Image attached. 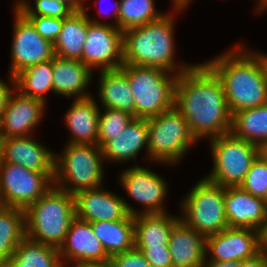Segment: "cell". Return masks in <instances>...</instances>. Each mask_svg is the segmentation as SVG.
Segmentation results:
<instances>
[{
  "mask_svg": "<svg viewBox=\"0 0 267 267\" xmlns=\"http://www.w3.org/2000/svg\"><path fill=\"white\" fill-rule=\"evenodd\" d=\"M174 106L198 141L231 131L232 114L222 83L204 62L178 75Z\"/></svg>",
  "mask_w": 267,
  "mask_h": 267,
  "instance_id": "6da1fadb",
  "label": "cell"
},
{
  "mask_svg": "<svg viewBox=\"0 0 267 267\" xmlns=\"http://www.w3.org/2000/svg\"><path fill=\"white\" fill-rule=\"evenodd\" d=\"M238 45L204 62L220 79L231 114L267 103L263 68L251 50Z\"/></svg>",
  "mask_w": 267,
  "mask_h": 267,
  "instance_id": "7a4b0ae2",
  "label": "cell"
},
{
  "mask_svg": "<svg viewBox=\"0 0 267 267\" xmlns=\"http://www.w3.org/2000/svg\"><path fill=\"white\" fill-rule=\"evenodd\" d=\"M172 9L171 14L123 31V64L160 68L176 75L194 65L175 61L174 15L184 9Z\"/></svg>",
  "mask_w": 267,
  "mask_h": 267,
  "instance_id": "3957f363",
  "label": "cell"
},
{
  "mask_svg": "<svg viewBox=\"0 0 267 267\" xmlns=\"http://www.w3.org/2000/svg\"><path fill=\"white\" fill-rule=\"evenodd\" d=\"M24 213L26 237L59 249L76 217L74 194L54 185Z\"/></svg>",
  "mask_w": 267,
  "mask_h": 267,
  "instance_id": "277c9868",
  "label": "cell"
},
{
  "mask_svg": "<svg viewBox=\"0 0 267 267\" xmlns=\"http://www.w3.org/2000/svg\"><path fill=\"white\" fill-rule=\"evenodd\" d=\"M104 162L98 145L67 143L60 155L55 154L54 185L72 194L102 187Z\"/></svg>",
  "mask_w": 267,
  "mask_h": 267,
  "instance_id": "5b68a950",
  "label": "cell"
},
{
  "mask_svg": "<svg viewBox=\"0 0 267 267\" xmlns=\"http://www.w3.org/2000/svg\"><path fill=\"white\" fill-rule=\"evenodd\" d=\"M134 97V117L149 119L174 106L178 75L155 67L122 64Z\"/></svg>",
  "mask_w": 267,
  "mask_h": 267,
  "instance_id": "8992f818",
  "label": "cell"
},
{
  "mask_svg": "<svg viewBox=\"0 0 267 267\" xmlns=\"http://www.w3.org/2000/svg\"><path fill=\"white\" fill-rule=\"evenodd\" d=\"M148 120V160L176 166L198 142L181 112L173 106Z\"/></svg>",
  "mask_w": 267,
  "mask_h": 267,
  "instance_id": "52a82bcc",
  "label": "cell"
},
{
  "mask_svg": "<svg viewBox=\"0 0 267 267\" xmlns=\"http://www.w3.org/2000/svg\"><path fill=\"white\" fill-rule=\"evenodd\" d=\"M225 187L205 177L180 202V219L205 237L229 227L225 214Z\"/></svg>",
  "mask_w": 267,
  "mask_h": 267,
  "instance_id": "ba28073f",
  "label": "cell"
},
{
  "mask_svg": "<svg viewBox=\"0 0 267 267\" xmlns=\"http://www.w3.org/2000/svg\"><path fill=\"white\" fill-rule=\"evenodd\" d=\"M213 160L212 171L204 176L223 187L240 186L260 147L234 136L231 132L209 139Z\"/></svg>",
  "mask_w": 267,
  "mask_h": 267,
  "instance_id": "9c48e42d",
  "label": "cell"
},
{
  "mask_svg": "<svg viewBox=\"0 0 267 267\" xmlns=\"http://www.w3.org/2000/svg\"><path fill=\"white\" fill-rule=\"evenodd\" d=\"M54 186L46 174L21 165L1 162L0 205L25 210Z\"/></svg>",
  "mask_w": 267,
  "mask_h": 267,
  "instance_id": "30bf717a",
  "label": "cell"
},
{
  "mask_svg": "<svg viewBox=\"0 0 267 267\" xmlns=\"http://www.w3.org/2000/svg\"><path fill=\"white\" fill-rule=\"evenodd\" d=\"M86 9L83 10L87 14V35L80 60L92 71L119 69L123 64V31L109 22L89 17Z\"/></svg>",
  "mask_w": 267,
  "mask_h": 267,
  "instance_id": "8fae6325",
  "label": "cell"
},
{
  "mask_svg": "<svg viewBox=\"0 0 267 267\" xmlns=\"http://www.w3.org/2000/svg\"><path fill=\"white\" fill-rule=\"evenodd\" d=\"M14 26L11 43V64L9 75L15 76L21 70L55 57L54 44L44 39L33 24L14 9Z\"/></svg>",
  "mask_w": 267,
  "mask_h": 267,
  "instance_id": "7c38bea8",
  "label": "cell"
},
{
  "mask_svg": "<svg viewBox=\"0 0 267 267\" xmlns=\"http://www.w3.org/2000/svg\"><path fill=\"white\" fill-rule=\"evenodd\" d=\"M130 166L119 174V184L126 192L127 197L145 206L139 214L167 213L164 201L168 193V184L158 173L147 165Z\"/></svg>",
  "mask_w": 267,
  "mask_h": 267,
  "instance_id": "4fadbf2b",
  "label": "cell"
},
{
  "mask_svg": "<svg viewBox=\"0 0 267 267\" xmlns=\"http://www.w3.org/2000/svg\"><path fill=\"white\" fill-rule=\"evenodd\" d=\"M104 185L95 189H84L74 194L75 216L86 222L116 221L139 215L124 198L105 190Z\"/></svg>",
  "mask_w": 267,
  "mask_h": 267,
  "instance_id": "5bb4252c",
  "label": "cell"
},
{
  "mask_svg": "<svg viewBox=\"0 0 267 267\" xmlns=\"http://www.w3.org/2000/svg\"><path fill=\"white\" fill-rule=\"evenodd\" d=\"M59 254L62 262L76 267L110 260L101 241L93 233L91 222L76 217L59 247Z\"/></svg>",
  "mask_w": 267,
  "mask_h": 267,
  "instance_id": "9a60e30c",
  "label": "cell"
},
{
  "mask_svg": "<svg viewBox=\"0 0 267 267\" xmlns=\"http://www.w3.org/2000/svg\"><path fill=\"white\" fill-rule=\"evenodd\" d=\"M45 106L43 101L25 96L15 89L0 118L1 138L34 134V129L43 120Z\"/></svg>",
  "mask_w": 267,
  "mask_h": 267,
  "instance_id": "2e32d148",
  "label": "cell"
},
{
  "mask_svg": "<svg viewBox=\"0 0 267 267\" xmlns=\"http://www.w3.org/2000/svg\"><path fill=\"white\" fill-rule=\"evenodd\" d=\"M257 253V233L251 228L227 227L206 237L205 261L240 262Z\"/></svg>",
  "mask_w": 267,
  "mask_h": 267,
  "instance_id": "e0dca14e",
  "label": "cell"
},
{
  "mask_svg": "<svg viewBox=\"0 0 267 267\" xmlns=\"http://www.w3.org/2000/svg\"><path fill=\"white\" fill-rule=\"evenodd\" d=\"M32 137L1 138L2 162L44 173L54 181L56 153Z\"/></svg>",
  "mask_w": 267,
  "mask_h": 267,
  "instance_id": "ac0fdd59",
  "label": "cell"
},
{
  "mask_svg": "<svg viewBox=\"0 0 267 267\" xmlns=\"http://www.w3.org/2000/svg\"><path fill=\"white\" fill-rule=\"evenodd\" d=\"M224 203L229 227L256 230L267 217L264 199L253 196L240 186L225 187Z\"/></svg>",
  "mask_w": 267,
  "mask_h": 267,
  "instance_id": "d6986e66",
  "label": "cell"
},
{
  "mask_svg": "<svg viewBox=\"0 0 267 267\" xmlns=\"http://www.w3.org/2000/svg\"><path fill=\"white\" fill-rule=\"evenodd\" d=\"M172 267H202L206 259V237L181 219L174 225L168 242Z\"/></svg>",
  "mask_w": 267,
  "mask_h": 267,
  "instance_id": "ffe728a7",
  "label": "cell"
},
{
  "mask_svg": "<svg viewBox=\"0 0 267 267\" xmlns=\"http://www.w3.org/2000/svg\"><path fill=\"white\" fill-rule=\"evenodd\" d=\"M92 96L74 99L64 116L70 131L67 143L98 145L100 107Z\"/></svg>",
  "mask_w": 267,
  "mask_h": 267,
  "instance_id": "44dd1931",
  "label": "cell"
},
{
  "mask_svg": "<svg viewBox=\"0 0 267 267\" xmlns=\"http://www.w3.org/2000/svg\"><path fill=\"white\" fill-rule=\"evenodd\" d=\"M92 70L81 60L53 58L52 82L54 95L82 99L92 96L88 86L92 82Z\"/></svg>",
  "mask_w": 267,
  "mask_h": 267,
  "instance_id": "7402d4cb",
  "label": "cell"
},
{
  "mask_svg": "<svg viewBox=\"0 0 267 267\" xmlns=\"http://www.w3.org/2000/svg\"><path fill=\"white\" fill-rule=\"evenodd\" d=\"M141 149L146 150L148 157V120L134 118L122 133L102 147V153L105 163L122 164L136 160Z\"/></svg>",
  "mask_w": 267,
  "mask_h": 267,
  "instance_id": "603a6c76",
  "label": "cell"
},
{
  "mask_svg": "<svg viewBox=\"0 0 267 267\" xmlns=\"http://www.w3.org/2000/svg\"><path fill=\"white\" fill-rule=\"evenodd\" d=\"M98 97L102 108H112L134 116V97L121 69L99 70Z\"/></svg>",
  "mask_w": 267,
  "mask_h": 267,
  "instance_id": "cb8c5ba5",
  "label": "cell"
},
{
  "mask_svg": "<svg viewBox=\"0 0 267 267\" xmlns=\"http://www.w3.org/2000/svg\"><path fill=\"white\" fill-rule=\"evenodd\" d=\"M180 215L139 214L134 216L135 247L168 246L169 237Z\"/></svg>",
  "mask_w": 267,
  "mask_h": 267,
  "instance_id": "d4e9b609",
  "label": "cell"
},
{
  "mask_svg": "<svg viewBox=\"0 0 267 267\" xmlns=\"http://www.w3.org/2000/svg\"><path fill=\"white\" fill-rule=\"evenodd\" d=\"M93 233L111 258L135 247L134 216L121 220L91 222Z\"/></svg>",
  "mask_w": 267,
  "mask_h": 267,
  "instance_id": "484cf974",
  "label": "cell"
},
{
  "mask_svg": "<svg viewBox=\"0 0 267 267\" xmlns=\"http://www.w3.org/2000/svg\"><path fill=\"white\" fill-rule=\"evenodd\" d=\"M87 35V14L84 10L73 11L63 18L62 29L54 44L55 56L80 60Z\"/></svg>",
  "mask_w": 267,
  "mask_h": 267,
  "instance_id": "4316f807",
  "label": "cell"
},
{
  "mask_svg": "<svg viewBox=\"0 0 267 267\" xmlns=\"http://www.w3.org/2000/svg\"><path fill=\"white\" fill-rule=\"evenodd\" d=\"M26 236L24 210L0 205V267H6Z\"/></svg>",
  "mask_w": 267,
  "mask_h": 267,
  "instance_id": "83f0119b",
  "label": "cell"
},
{
  "mask_svg": "<svg viewBox=\"0 0 267 267\" xmlns=\"http://www.w3.org/2000/svg\"><path fill=\"white\" fill-rule=\"evenodd\" d=\"M230 132L261 148L267 142V103L232 114Z\"/></svg>",
  "mask_w": 267,
  "mask_h": 267,
  "instance_id": "f1b7e54d",
  "label": "cell"
},
{
  "mask_svg": "<svg viewBox=\"0 0 267 267\" xmlns=\"http://www.w3.org/2000/svg\"><path fill=\"white\" fill-rule=\"evenodd\" d=\"M61 262L58 248L25 236L6 267H58Z\"/></svg>",
  "mask_w": 267,
  "mask_h": 267,
  "instance_id": "f546056e",
  "label": "cell"
},
{
  "mask_svg": "<svg viewBox=\"0 0 267 267\" xmlns=\"http://www.w3.org/2000/svg\"><path fill=\"white\" fill-rule=\"evenodd\" d=\"M52 73L53 59L31 65L14 76L16 89L25 96L39 99L47 104L45 94L50 91L54 94Z\"/></svg>",
  "mask_w": 267,
  "mask_h": 267,
  "instance_id": "4dcf8cb0",
  "label": "cell"
},
{
  "mask_svg": "<svg viewBox=\"0 0 267 267\" xmlns=\"http://www.w3.org/2000/svg\"><path fill=\"white\" fill-rule=\"evenodd\" d=\"M155 0H120L118 28L122 31L160 18L161 13L156 8Z\"/></svg>",
  "mask_w": 267,
  "mask_h": 267,
  "instance_id": "1f68e13d",
  "label": "cell"
},
{
  "mask_svg": "<svg viewBox=\"0 0 267 267\" xmlns=\"http://www.w3.org/2000/svg\"><path fill=\"white\" fill-rule=\"evenodd\" d=\"M99 113L98 146L102 148L108 141L116 138L135 118L133 115L112 108H102Z\"/></svg>",
  "mask_w": 267,
  "mask_h": 267,
  "instance_id": "d6a6232c",
  "label": "cell"
},
{
  "mask_svg": "<svg viewBox=\"0 0 267 267\" xmlns=\"http://www.w3.org/2000/svg\"><path fill=\"white\" fill-rule=\"evenodd\" d=\"M14 9L23 15L48 16L55 18H66L73 10L64 2L59 0H16Z\"/></svg>",
  "mask_w": 267,
  "mask_h": 267,
  "instance_id": "836d02e7",
  "label": "cell"
},
{
  "mask_svg": "<svg viewBox=\"0 0 267 267\" xmlns=\"http://www.w3.org/2000/svg\"><path fill=\"white\" fill-rule=\"evenodd\" d=\"M240 187L253 196L263 198L267 194V158L261 153L254 160Z\"/></svg>",
  "mask_w": 267,
  "mask_h": 267,
  "instance_id": "e575fe53",
  "label": "cell"
},
{
  "mask_svg": "<svg viewBox=\"0 0 267 267\" xmlns=\"http://www.w3.org/2000/svg\"><path fill=\"white\" fill-rule=\"evenodd\" d=\"M34 26L41 37L54 43L62 29L63 18L48 16L24 15Z\"/></svg>",
  "mask_w": 267,
  "mask_h": 267,
  "instance_id": "d590c367",
  "label": "cell"
},
{
  "mask_svg": "<svg viewBox=\"0 0 267 267\" xmlns=\"http://www.w3.org/2000/svg\"><path fill=\"white\" fill-rule=\"evenodd\" d=\"M135 248L143 253L151 267H172L171 255L168 246Z\"/></svg>",
  "mask_w": 267,
  "mask_h": 267,
  "instance_id": "8d00e7d4",
  "label": "cell"
},
{
  "mask_svg": "<svg viewBox=\"0 0 267 267\" xmlns=\"http://www.w3.org/2000/svg\"><path fill=\"white\" fill-rule=\"evenodd\" d=\"M110 260L114 267H151L143 253L135 247L112 256Z\"/></svg>",
  "mask_w": 267,
  "mask_h": 267,
  "instance_id": "74e56055",
  "label": "cell"
},
{
  "mask_svg": "<svg viewBox=\"0 0 267 267\" xmlns=\"http://www.w3.org/2000/svg\"><path fill=\"white\" fill-rule=\"evenodd\" d=\"M8 80L9 82L6 83V81L4 82L3 79L0 78V118L8 104L11 94L16 89L15 77L8 75Z\"/></svg>",
  "mask_w": 267,
  "mask_h": 267,
  "instance_id": "f35d334b",
  "label": "cell"
},
{
  "mask_svg": "<svg viewBox=\"0 0 267 267\" xmlns=\"http://www.w3.org/2000/svg\"><path fill=\"white\" fill-rule=\"evenodd\" d=\"M258 253L267 256V217L260 226L256 228Z\"/></svg>",
  "mask_w": 267,
  "mask_h": 267,
  "instance_id": "ab89813d",
  "label": "cell"
},
{
  "mask_svg": "<svg viewBox=\"0 0 267 267\" xmlns=\"http://www.w3.org/2000/svg\"><path fill=\"white\" fill-rule=\"evenodd\" d=\"M267 256L257 253L254 257L240 261L239 267H264Z\"/></svg>",
  "mask_w": 267,
  "mask_h": 267,
  "instance_id": "60d3db41",
  "label": "cell"
},
{
  "mask_svg": "<svg viewBox=\"0 0 267 267\" xmlns=\"http://www.w3.org/2000/svg\"><path fill=\"white\" fill-rule=\"evenodd\" d=\"M238 261H205L202 267H239Z\"/></svg>",
  "mask_w": 267,
  "mask_h": 267,
  "instance_id": "b9f144b4",
  "label": "cell"
},
{
  "mask_svg": "<svg viewBox=\"0 0 267 267\" xmlns=\"http://www.w3.org/2000/svg\"><path fill=\"white\" fill-rule=\"evenodd\" d=\"M67 4L73 11H81L84 9V0H59Z\"/></svg>",
  "mask_w": 267,
  "mask_h": 267,
  "instance_id": "7bdbcfd3",
  "label": "cell"
},
{
  "mask_svg": "<svg viewBox=\"0 0 267 267\" xmlns=\"http://www.w3.org/2000/svg\"><path fill=\"white\" fill-rule=\"evenodd\" d=\"M255 55L256 57L258 58L262 68H263V72H264V76H265V81H266V84H267V54L265 53H260L259 52H256V51H253L252 49H250Z\"/></svg>",
  "mask_w": 267,
  "mask_h": 267,
  "instance_id": "ee69618b",
  "label": "cell"
},
{
  "mask_svg": "<svg viewBox=\"0 0 267 267\" xmlns=\"http://www.w3.org/2000/svg\"><path fill=\"white\" fill-rule=\"evenodd\" d=\"M103 1V0H102ZM101 3H103V2H101ZM119 6H120V0H117L116 2H115V4L113 5V7L114 8H112V13H111V15H109V16H111L112 18H113V21H111V24L112 25H114V26H116V27H118V14H119ZM109 10V9H108ZM99 14L100 15H102V14H104V13H102V9H100L99 11ZM113 22V23H112Z\"/></svg>",
  "mask_w": 267,
  "mask_h": 267,
  "instance_id": "f6af8a7d",
  "label": "cell"
},
{
  "mask_svg": "<svg viewBox=\"0 0 267 267\" xmlns=\"http://www.w3.org/2000/svg\"><path fill=\"white\" fill-rule=\"evenodd\" d=\"M172 8H187L192 3V0H171Z\"/></svg>",
  "mask_w": 267,
  "mask_h": 267,
  "instance_id": "bcb514c9",
  "label": "cell"
},
{
  "mask_svg": "<svg viewBox=\"0 0 267 267\" xmlns=\"http://www.w3.org/2000/svg\"><path fill=\"white\" fill-rule=\"evenodd\" d=\"M82 267H114V265L111 260H108L104 262L89 263Z\"/></svg>",
  "mask_w": 267,
  "mask_h": 267,
  "instance_id": "7dc6e473",
  "label": "cell"
},
{
  "mask_svg": "<svg viewBox=\"0 0 267 267\" xmlns=\"http://www.w3.org/2000/svg\"><path fill=\"white\" fill-rule=\"evenodd\" d=\"M257 6L255 10V14L258 13L260 15V13L262 14V12L266 11V0H257Z\"/></svg>",
  "mask_w": 267,
  "mask_h": 267,
  "instance_id": "c3c4849f",
  "label": "cell"
},
{
  "mask_svg": "<svg viewBox=\"0 0 267 267\" xmlns=\"http://www.w3.org/2000/svg\"><path fill=\"white\" fill-rule=\"evenodd\" d=\"M260 153L267 158V142L260 148Z\"/></svg>",
  "mask_w": 267,
  "mask_h": 267,
  "instance_id": "681fc988",
  "label": "cell"
},
{
  "mask_svg": "<svg viewBox=\"0 0 267 267\" xmlns=\"http://www.w3.org/2000/svg\"><path fill=\"white\" fill-rule=\"evenodd\" d=\"M76 267L75 265H71V266H69V264H66V263H64V262H61L59 265H58V267Z\"/></svg>",
  "mask_w": 267,
  "mask_h": 267,
  "instance_id": "f907efd6",
  "label": "cell"
},
{
  "mask_svg": "<svg viewBox=\"0 0 267 267\" xmlns=\"http://www.w3.org/2000/svg\"><path fill=\"white\" fill-rule=\"evenodd\" d=\"M1 162H2V146L0 142V166H1Z\"/></svg>",
  "mask_w": 267,
  "mask_h": 267,
  "instance_id": "816d5d0a",
  "label": "cell"
},
{
  "mask_svg": "<svg viewBox=\"0 0 267 267\" xmlns=\"http://www.w3.org/2000/svg\"><path fill=\"white\" fill-rule=\"evenodd\" d=\"M264 202H265V206H266V208H267V194H266V196L264 197Z\"/></svg>",
  "mask_w": 267,
  "mask_h": 267,
  "instance_id": "f5cc1de1",
  "label": "cell"
}]
</instances>
